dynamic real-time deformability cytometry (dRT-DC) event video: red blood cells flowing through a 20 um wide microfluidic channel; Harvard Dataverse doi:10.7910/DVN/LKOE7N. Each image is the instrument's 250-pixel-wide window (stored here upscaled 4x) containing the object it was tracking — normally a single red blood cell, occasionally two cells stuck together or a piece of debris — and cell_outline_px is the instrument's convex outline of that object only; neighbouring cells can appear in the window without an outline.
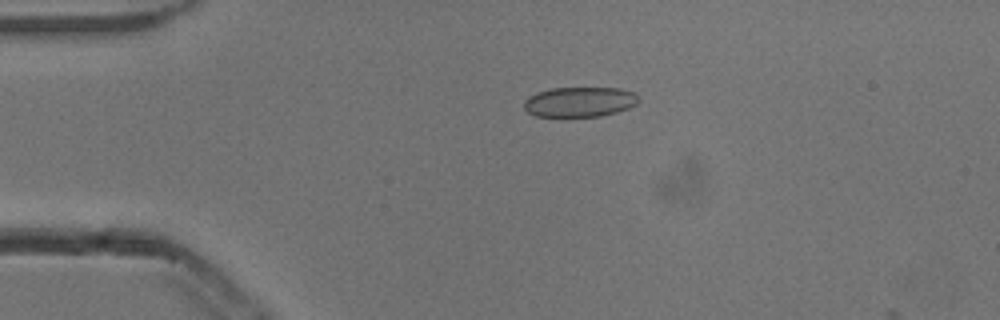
{"species": "common noctule bat (a hibernating species)", "species_latin": "Nyctalus noctula", "temperature_condition": "cold", "stored_images_in_passage": 5, "camera_frame_rate_fps": 3000, "um_per_image_px": 0.085, "animal": {"sex": "male", "body_mass_g": 13.3}, "frame": {"image": 1, "passage_image": 1, "time_ms": 0.0, "image_size_px": [1000, 320], "cell_outline_px": [[640, 100], [636, 104], [628, 108], [616, 112], [600, 116], [536, 116], [528, 112], [524, 108], [524, 100], [528, 96], [536, 92], [548, 88], [620, 88], [636, 92]], "centroid_in_image_um": [49.27, 8.64], "position_along_channel_um": 35.7, "area_um2": 20.17}}